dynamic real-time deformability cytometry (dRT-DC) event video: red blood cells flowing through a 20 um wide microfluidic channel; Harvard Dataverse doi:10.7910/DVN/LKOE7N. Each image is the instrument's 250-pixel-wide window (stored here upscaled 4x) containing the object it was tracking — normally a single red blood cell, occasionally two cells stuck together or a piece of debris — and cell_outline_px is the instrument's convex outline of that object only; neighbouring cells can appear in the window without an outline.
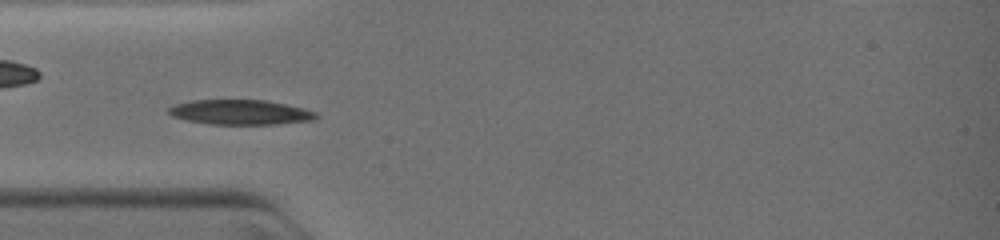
{"species": "common noctule bat (a hibernating species)", "species_latin": "Nyctalus noctula", "temperature_condition": "warm", "stored_images_in_passage": 10, "camera_frame_rate_fps": 3000, "um_per_image_px": 0.085, "animal": {"sex": "female", "body_mass_g": 19.0, "forearm_length_mm": 51.5}, "frame": {"image": 1, "passage_image": 6, "time_ms": 2.333, "image_size_px": [1000, 240], "cell_outline_px": [[320, 116], [316, 120], [276, 124], [208, 124], [188, 120], [172, 116], [168, 112], [168, 108], [176, 104], [192, 100], [264, 100], [304, 108], [316, 112]], "centroid_in_image_um": [20.47, 9.54], "position_along_channel_um": 64.5, "area_um2": 21.33}}
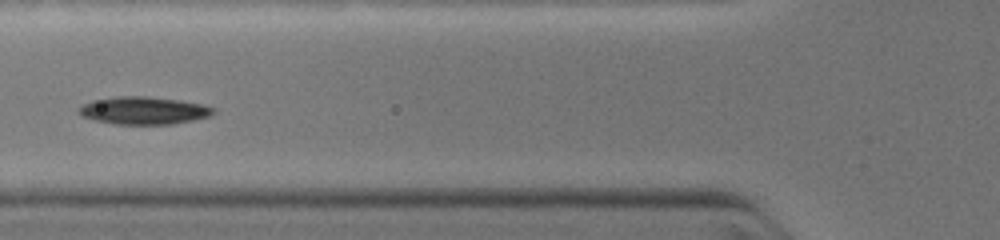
{"frame": {"image": 2, "passage_image": 9, "time_ms": 3.333, "image_size_px": [1000, 240], "cell_outline_px": [[216, 112], [208, 116], [192, 120], [172, 124], [112, 124], [80, 116], [76, 112], [84, 104], [92, 100], [116, 96], [148, 96], [180, 100], [204, 104], [216, 108]], "centroid_in_image_um": [12.21, 9.39], "position_along_channel_um": 113.6, "area_um2": 21.79}}